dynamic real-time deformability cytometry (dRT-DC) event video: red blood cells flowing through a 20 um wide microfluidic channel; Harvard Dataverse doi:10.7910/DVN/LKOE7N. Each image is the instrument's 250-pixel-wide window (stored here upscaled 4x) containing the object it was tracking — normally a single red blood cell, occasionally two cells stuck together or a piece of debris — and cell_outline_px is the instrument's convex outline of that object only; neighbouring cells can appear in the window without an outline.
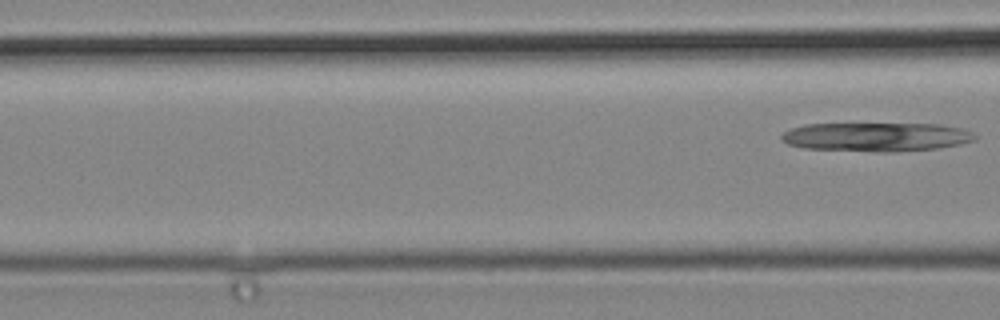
{"species": "common noctule bat (a hibernating species)", "species_latin": "Nyctalus noctula", "temperature_condition": "cold", "stored_images_in_passage": 7, "segment_of_instrument_passage": [2, 2], "camera_frame_rate_fps": 3000, "um_per_image_px": 0.085, "animal": {"sex": "male", "body_mass_g": 19.2, "forearm_length_mm": 51.8}, "frame": {"image": 1, "passage_image": 7, "time_ms": 2.0, "image_size_px": [1000, 320], "cell_outline_px": [[980, 136], [976, 140], [960, 144], [940, 148], [896, 152], [876, 152], [804, 148], [788, 144], [780, 140], [780, 136], [784, 132], [792, 128], [804, 124], [940, 124], [964, 128]], "centroid_in_image_um": [74.54, 11.64], "position_along_channel_um": 92.1, "area_um2": 33.0}}